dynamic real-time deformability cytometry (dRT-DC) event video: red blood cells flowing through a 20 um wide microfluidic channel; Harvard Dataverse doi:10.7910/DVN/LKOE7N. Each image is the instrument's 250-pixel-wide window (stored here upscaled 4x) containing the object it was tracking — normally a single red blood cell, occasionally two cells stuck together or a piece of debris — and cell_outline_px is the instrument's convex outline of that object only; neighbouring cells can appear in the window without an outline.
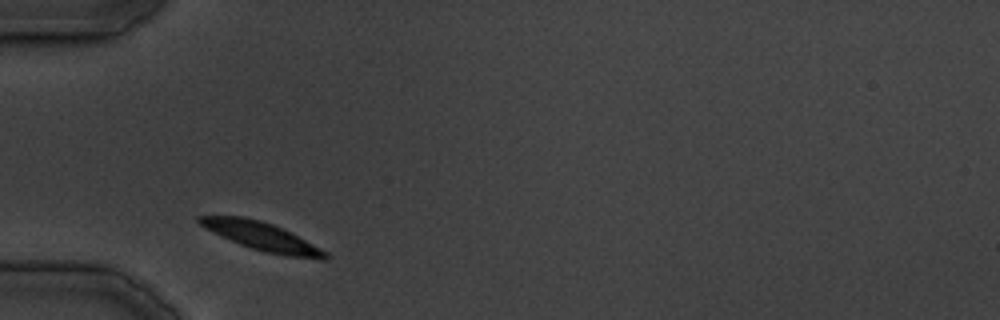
{"species": "common noctule bat (a hibernating species)", "species_latin": "Nyctalus noctula", "temperature_condition": "cold", "stored_images_in_passage": 9, "camera_frame_rate_fps": 3000, "um_per_image_px": 0.085, "animal": {"sex": "male", "body_mass_g": 19.5, "forearm_length_mm": 54.6}, "frame": {"image": 1, "passage_image": 2, "time_ms": 1.333, "image_size_px": [1000, 320], "cell_outline_px": [[328, 260], [320, 260], [288, 256], [264, 252], [240, 244], [200, 224], [196, 220], [196, 216], [240, 216], [260, 220], [272, 224], [328, 252]], "centroid_in_image_um": [22.3, 20.11], "position_along_channel_um": 62.7, "area_um2": 20.06}}